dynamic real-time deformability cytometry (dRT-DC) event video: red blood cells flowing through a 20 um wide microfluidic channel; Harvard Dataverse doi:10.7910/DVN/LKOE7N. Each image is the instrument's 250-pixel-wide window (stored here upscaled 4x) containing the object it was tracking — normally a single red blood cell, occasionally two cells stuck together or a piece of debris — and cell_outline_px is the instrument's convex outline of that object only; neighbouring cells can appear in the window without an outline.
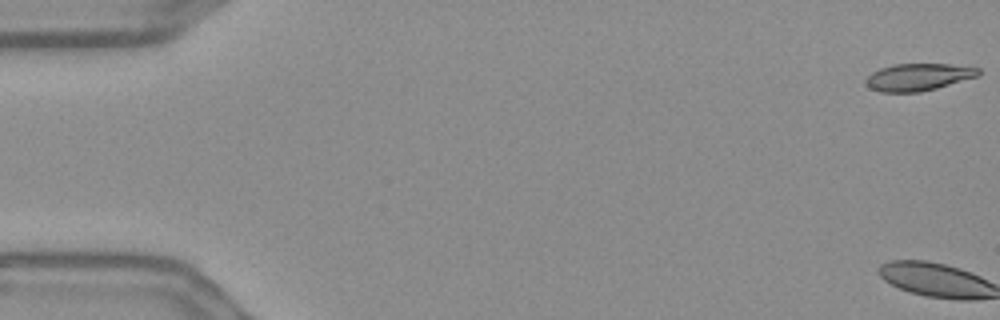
{"species": "Egyptian fruit bat (a non-hibernating species)", "species_latin": "Rousettus aegyptiacus", "temperature_condition": "warm", "stored_images_in_passage": 3, "camera_frame_rate_fps": 3000, "um_per_image_px": 0.085, "frame": {"image": 1, "passage_image": 1, "time_ms": 0.0, "image_size_px": [1000, 320], "cell_outline_px": [[980, 76], [936, 88], [920, 92], [880, 92], [868, 88], [864, 80], [872, 72], [880, 68], [892, 64], [948, 64], [980, 68]], "centroid_in_image_um": [78.04, 6.55], "position_along_channel_um": 7.0, "area_um2": 17.98}}